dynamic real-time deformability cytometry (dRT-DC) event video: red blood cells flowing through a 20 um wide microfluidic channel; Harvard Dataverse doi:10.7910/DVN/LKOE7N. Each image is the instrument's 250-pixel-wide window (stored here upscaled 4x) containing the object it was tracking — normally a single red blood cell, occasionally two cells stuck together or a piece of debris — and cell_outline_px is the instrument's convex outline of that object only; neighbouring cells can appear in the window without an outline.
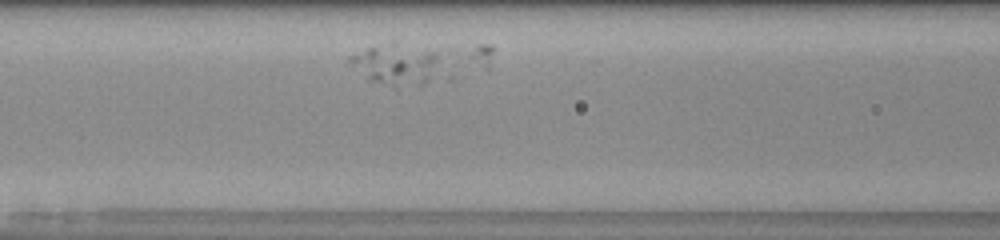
{"species": "human", "species_latin": "Homo sapiens", "temperature_condition": "room temperature", "stored_images_in_passage": 25, "camera_frame_rate_fps": 3000, "um_per_image_px": 0.085, "donor": {"sex": "male"}, "frame": {"image": 1, "passage_image": 6, "time_ms": 1.667, "image_size_px": [1000, 240], "cell_outline_px": [[436, 76], [432, 80], [424, 84], [392, 88], [368, 80], [348, 60], [348, 56], [368, 48], [376, 48], [436, 52]], "centroid_in_image_um": [33.63, 5.65], "position_along_channel_um": 133.0, "area_um2": 19.59}}
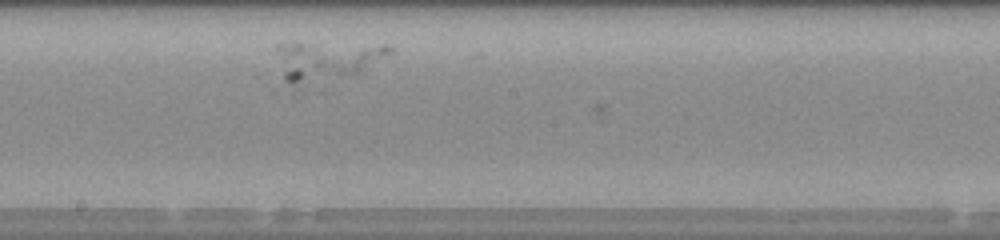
{"frame": {"image": 2, "passage_image": 13, "time_ms": 4.0, "image_size_px": [1000, 240], "cell_outline_px": [[392, 52], [360, 72], [296, 80], [284, 80], [276, 48], [276, 44], [388, 44], [392, 48]], "centroid_in_image_um": [27.85, 5.02], "position_along_channel_um": 220.4, "area_um2": 23.18}}
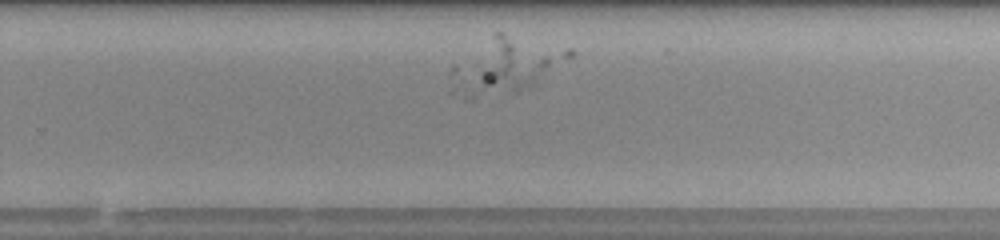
{"frame": {"image": 3, "passage_image": 18, "time_ms": 5.667, "image_size_px": [1000, 240], "cell_outline_px": [[548, 64], [536, 84], [532, 88], [516, 92], [484, 84], [480, 76], [496, 32], [504, 32], [548, 56]], "centroid_in_image_um": [43.59, 5.47], "position_along_channel_um": 286.2, "area_um2": 19.88}}